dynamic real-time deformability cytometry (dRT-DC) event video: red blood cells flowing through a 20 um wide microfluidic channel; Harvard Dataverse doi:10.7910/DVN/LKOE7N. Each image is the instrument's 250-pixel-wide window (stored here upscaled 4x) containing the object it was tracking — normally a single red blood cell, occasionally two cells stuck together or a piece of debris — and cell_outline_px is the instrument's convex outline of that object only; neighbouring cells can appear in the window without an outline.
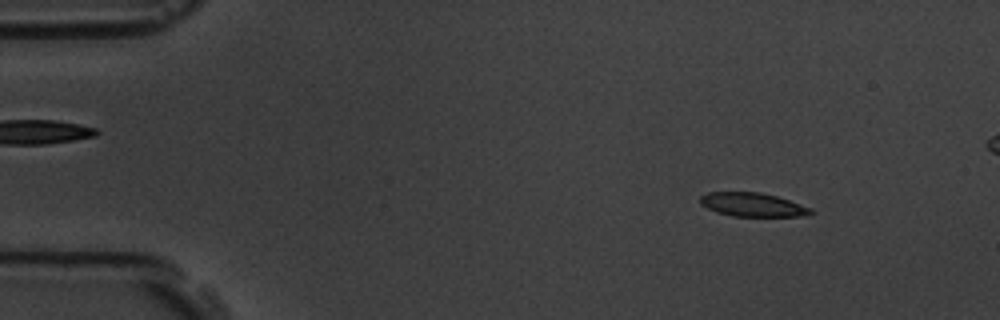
{"species": "common noctule bat (a hibernating species)", "species_latin": "Nyctalus noctula", "temperature_condition": "room temperature", "stored_images_in_passage": 56, "camera_frame_rate_fps": 3000, "um_per_image_px": 0.085, "animal": {"sex": "male", "body_mass_g": 19.5, "forearm_length_mm": 54.6}, "frame": {"image": 1, "passage_image": 7, "time_ms": 2.0, "image_size_px": [1000, 320], "cell_outline_px": [[812, 212], [800, 216], [732, 216], [716, 212], [700, 204], [700, 196], [708, 192], [760, 192], [776, 196], [812, 208]], "centroid_in_image_um": [63.92, 17.39], "position_along_channel_um": 21.1, "area_um2": 15.14}}
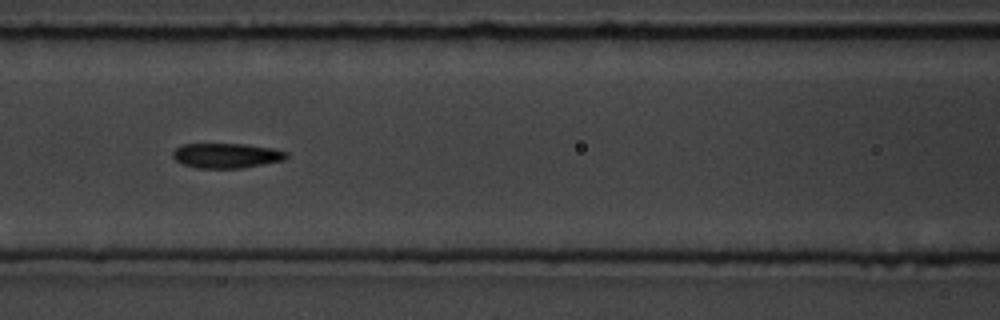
{"frame": {"image": 2, "passage_image": 25, "time_ms": 8.0, "image_size_px": [1000, 320], "cell_outline_px": [[288, 156], [284, 160], [244, 168], [196, 168], [184, 164], [176, 160], [172, 156], [172, 152], [180, 144], [248, 144], [272, 148], [288, 152]], "centroid_in_image_um": [19.26, 13.22], "position_along_channel_um": 147.3, "area_um2": 16.59}}
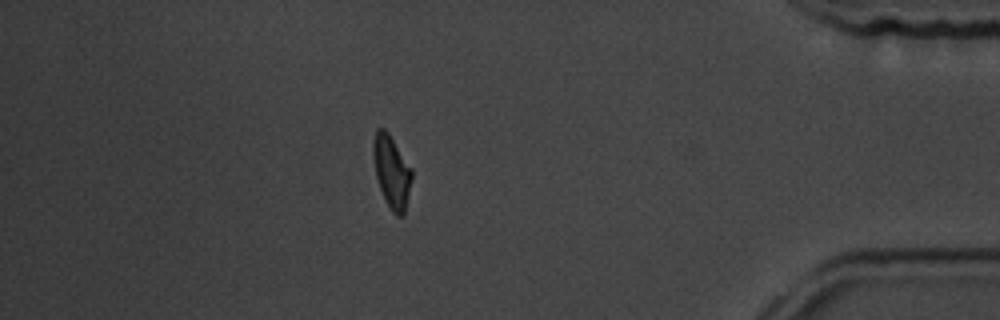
{"frame": {"image": 3, "passage_image": 50, "time_ms": 16.333, "image_size_px": [1000, 320], "cell_outline_px": [[412, 180], [404, 212], [400, 216], [396, 216], [392, 212], [384, 200], [376, 176], [372, 156], [372, 140], [376, 128], [384, 128], [388, 132], [412, 168]], "centroid_in_image_um": [33.27, 14.56], "position_along_channel_um": 401.9, "area_um2": 16.47}}